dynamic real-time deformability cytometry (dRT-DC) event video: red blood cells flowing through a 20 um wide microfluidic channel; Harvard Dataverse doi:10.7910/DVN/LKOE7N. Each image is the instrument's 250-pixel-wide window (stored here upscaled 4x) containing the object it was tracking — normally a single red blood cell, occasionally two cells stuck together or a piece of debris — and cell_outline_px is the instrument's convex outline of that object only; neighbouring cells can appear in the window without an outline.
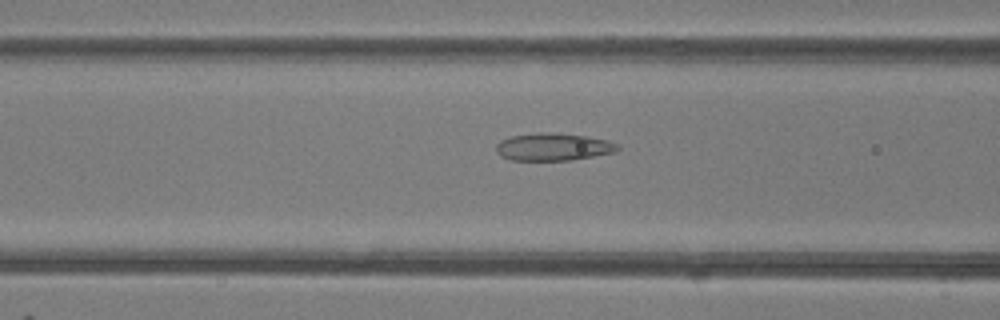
{"species": "common noctule bat (a hibernating species)", "species_latin": "Nyctalus noctula", "temperature_condition": "room temperature", "stored_images_in_passage": 49, "camera_frame_rate_fps": 3000, "um_per_image_px": 0.085, "animal": {"sex": "female"}, "frame": {"image": 1, "passage_image": 20, "time_ms": 6.333, "image_size_px": [1000, 320], "cell_outline_px": [[620, 148], [616, 152], [572, 160], [508, 160], [500, 156], [496, 152], [496, 144], [500, 140], [512, 136], [540, 132], [556, 132], [588, 136], [608, 140], [620, 144]], "centroid_in_image_um": [47.05, 12.48], "position_along_channel_um": 119.6, "area_um2": 19.83}}
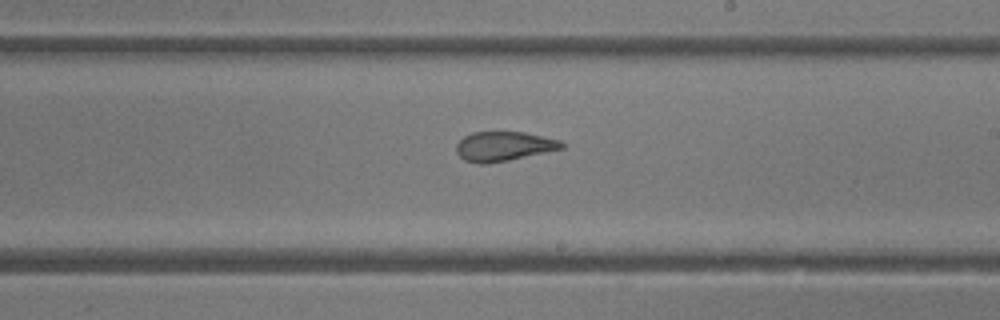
{"frame": {"image": 2, "passage_image": 29, "time_ms": 9.333, "image_size_px": [1000, 320], "cell_outline_px": [[564, 148], [508, 160], [488, 164], [476, 164], [464, 160], [456, 152], [456, 144], [464, 136], [472, 132], [524, 132], [560, 140], [564, 144]], "centroid_in_image_um": [42.78, 12.44], "position_along_channel_um": 246.2, "area_um2": 18.09}}
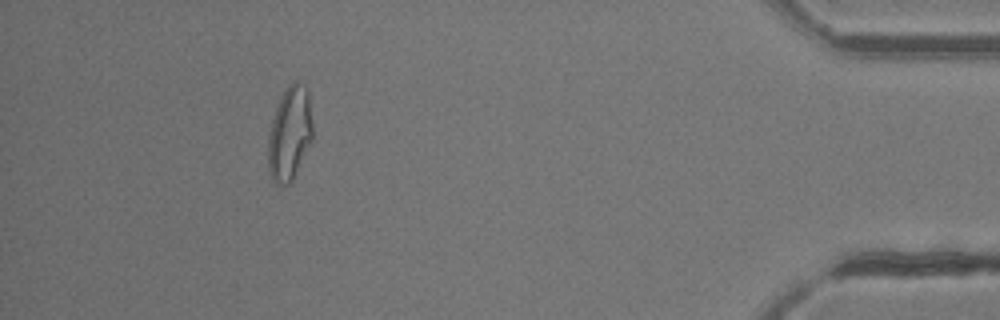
{"frame": {"image": 3, "passage_image": 45, "time_ms": 14.667, "image_size_px": [1000, 320], "cell_outline_px": [[312, 140], [292, 180], [288, 184], [276, 184], [272, 180], [268, 168], [268, 136], [272, 120], [276, 108], [288, 84], [296, 80], [304, 84], [308, 88], [312, 124]], "centroid_in_image_um": [24.63, 11.33], "position_along_channel_um": 410.6, "area_um2": 24.28}, "authors_computed_cell_mechanics": {"area_um2": 22.0796, "velocity_mm_per_s": 4.2128, "shape_relaxation_time_tau1_ms": null, "shape_relaxation_time_tau2_ms": 1.3756, "deformation_change_tau1": null, "deformation_change_tau2": 0.0745}}